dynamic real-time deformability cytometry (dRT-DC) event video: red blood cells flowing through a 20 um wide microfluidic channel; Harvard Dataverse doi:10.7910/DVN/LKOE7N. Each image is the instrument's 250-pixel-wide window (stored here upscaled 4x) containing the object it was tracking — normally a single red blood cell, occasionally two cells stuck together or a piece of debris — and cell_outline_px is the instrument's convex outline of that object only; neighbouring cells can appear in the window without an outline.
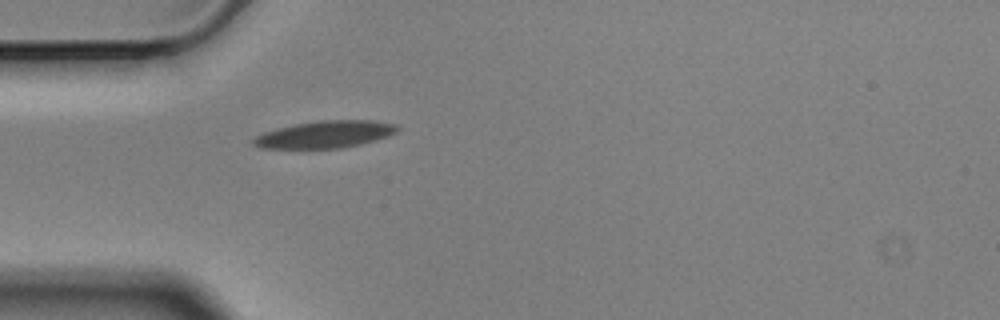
{"species": "Egyptian fruit bat (a non-hibernating species)", "species_latin": "Rousettus aegyptiacus", "temperature_condition": "cold", "stored_images_in_passage": 41, "camera_frame_rate_fps": 3000, "um_per_image_px": 0.085, "animal": {"sex": "male"}, "frame": {"image": 1, "passage_image": 1, "time_ms": 0.0, "image_size_px": [1000, 320], "cell_outline_px": [[400, 128], [396, 132], [388, 136], [360, 144], [340, 148], [260, 148], [252, 144], [252, 140], [256, 136], [264, 132], [276, 128], [316, 120], [372, 120], [396, 124]], "centroid_in_image_um": [27.62, 11.41], "position_along_channel_um": 57.4, "area_um2": 22.72}}
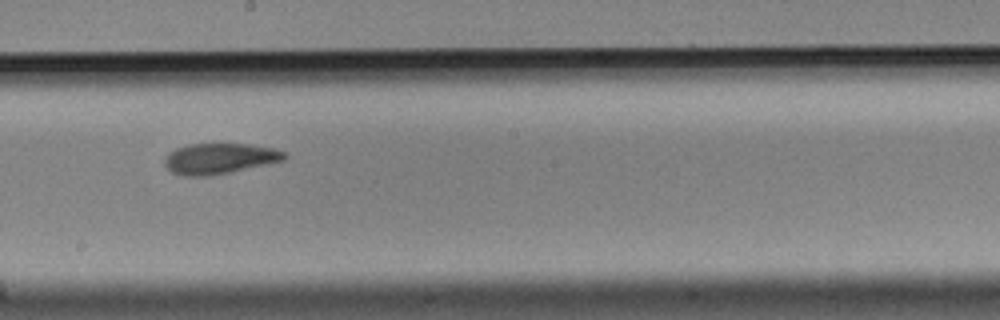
{"frame": {"image": 2, "passage_image": 16, "time_ms": 5.0, "image_size_px": [1000, 320], "cell_outline_px": [[288, 156], [284, 160], [228, 172], [208, 176], [184, 176], [172, 172], [164, 164], [164, 160], [168, 152], [176, 148], [188, 144], [252, 144], [272, 148], [288, 152]], "centroid_in_image_um": [18.65, 13.46], "position_along_channel_um": 229.5, "area_um2": 21.33}}
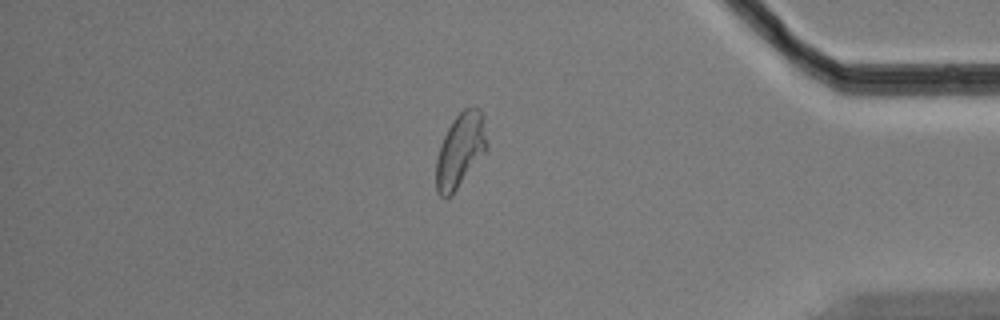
{"frame": {"image": 3, "passage_image": 33, "time_ms": 10.667, "image_size_px": [1000, 320], "cell_outline_px": [[488, 148], [452, 196], [444, 200], [436, 192], [436, 160], [440, 144], [452, 120], [464, 108], [472, 104], [476, 104], [480, 108], [484, 116], [488, 144]], "centroid_in_image_um": [39.14, 12.75], "position_along_channel_um": 396.1, "area_um2": 22.6}, "authors_computed_cell_mechanics": {"area_um2": 21.8484, "velocity_mm_per_s": 3.4968, "shape_relaxation_time_tau1_ms": 4.9046, "shape_relaxation_time_tau2_ms": 2.8282, "deformation_change_tau1": 0.1451, "deformation_change_tau2": 0.0859}}